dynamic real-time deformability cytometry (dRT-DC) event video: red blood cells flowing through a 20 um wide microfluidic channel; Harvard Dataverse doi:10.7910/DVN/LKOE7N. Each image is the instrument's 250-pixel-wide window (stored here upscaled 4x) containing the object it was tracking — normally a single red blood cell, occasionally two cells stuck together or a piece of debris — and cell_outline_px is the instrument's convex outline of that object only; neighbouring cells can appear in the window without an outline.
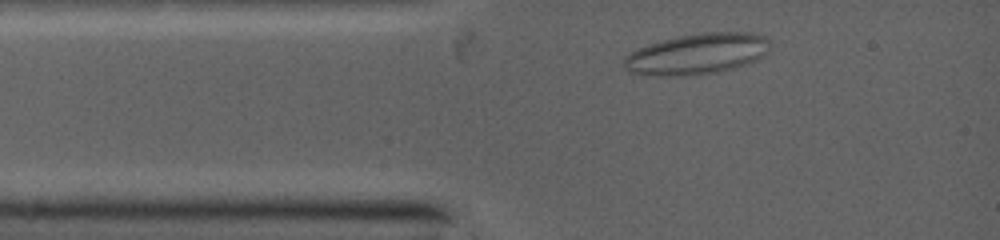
{"species": "common noctule bat (a hibernating species)", "species_latin": "Nyctalus noctula", "temperature_condition": "warm", "stored_images_in_passage": 53, "camera_frame_rate_fps": 5000, "um_per_image_px": 0.085, "animal": {"sex": "female", "body_mass_g": 19.0, "forearm_length_mm": 53.3}, "frame": {"image": 1, "passage_image": 4, "time_ms": 0.6, "image_size_px": [1000, 240], "cell_outline_px": [[768, 44], [760, 56], [744, 64], [732, 68], [716, 72], [668, 76], [632, 72], [624, 64], [624, 60], [632, 52], [640, 48], [664, 40], [680, 36], [708, 32], [732, 32], [760, 36], [768, 40]], "centroid_in_image_um": [59.21, 4.58], "position_along_channel_um": 25.8, "area_um2": 32.83}}
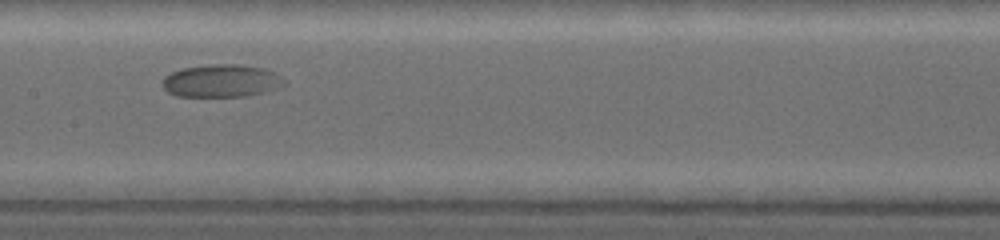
{"frame": {"image": 2, "passage_image": 24, "time_ms": 5.0, "image_size_px": [1000, 240], "cell_outline_px": [[284, 84], [260, 92], [240, 96], [180, 96], [168, 92], [164, 88], [164, 76], [172, 72], [184, 68], [208, 64], [240, 64], [264, 68], [272, 72], [284, 80]], "centroid_in_image_um": [18.76, 6.85], "position_along_channel_um": 188.6, "area_um2": 22.54}}
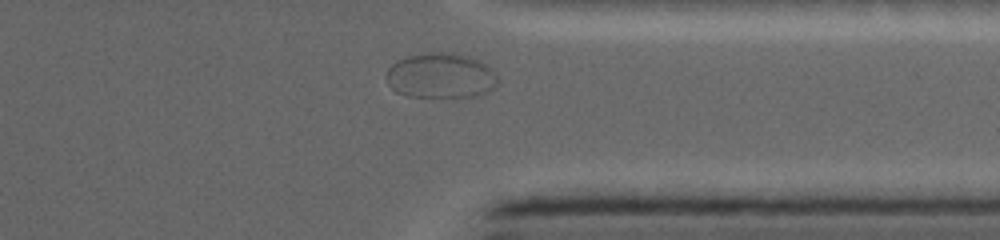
{"frame": {"image": 3, "passage_image": 48, "time_ms": 9.6, "image_size_px": [1000, 240], "cell_outline_px": [[496, 84], [492, 88], [472, 96], [408, 96], [396, 92], [388, 84], [388, 68], [392, 64], [408, 56], [428, 52], [444, 52], [468, 56], [484, 64], [496, 80]], "centroid_in_image_um": [37.38, 6.42], "position_along_channel_um": 374.0, "area_um2": 28.21}}